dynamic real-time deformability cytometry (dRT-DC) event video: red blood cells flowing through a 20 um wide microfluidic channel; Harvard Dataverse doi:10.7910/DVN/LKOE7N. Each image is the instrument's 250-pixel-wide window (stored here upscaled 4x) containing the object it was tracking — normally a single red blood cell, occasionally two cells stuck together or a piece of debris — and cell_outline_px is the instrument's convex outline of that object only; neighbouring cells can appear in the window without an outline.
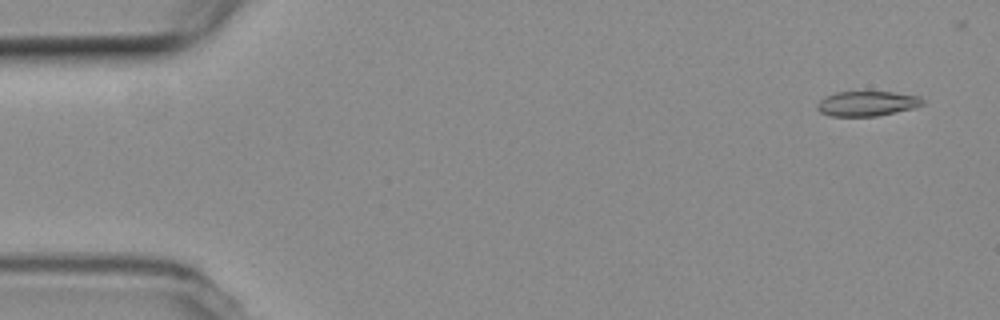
{"species": "common noctule bat (a hibernating species)", "species_latin": "Nyctalus noctula", "temperature_condition": "room temperature", "stored_images_in_passage": 11, "camera_frame_rate_fps": 3000, "um_per_image_px": 0.085, "animal": {"sex": "female", "body_mass_g": 19.3, "forearm_length_mm": 54.1}, "frame": {"image": 1, "passage_image": 3, "time_ms": 0.667, "image_size_px": [1000, 320], "cell_outline_px": [[924, 104], [916, 108], [876, 116], [832, 116], [820, 112], [816, 108], [816, 104], [824, 96], [836, 92], [892, 92], [920, 96], [924, 100]], "centroid_in_image_um": [73.7, 8.8], "position_along_channel_um": 11.3, "area_um2": 15.43}}